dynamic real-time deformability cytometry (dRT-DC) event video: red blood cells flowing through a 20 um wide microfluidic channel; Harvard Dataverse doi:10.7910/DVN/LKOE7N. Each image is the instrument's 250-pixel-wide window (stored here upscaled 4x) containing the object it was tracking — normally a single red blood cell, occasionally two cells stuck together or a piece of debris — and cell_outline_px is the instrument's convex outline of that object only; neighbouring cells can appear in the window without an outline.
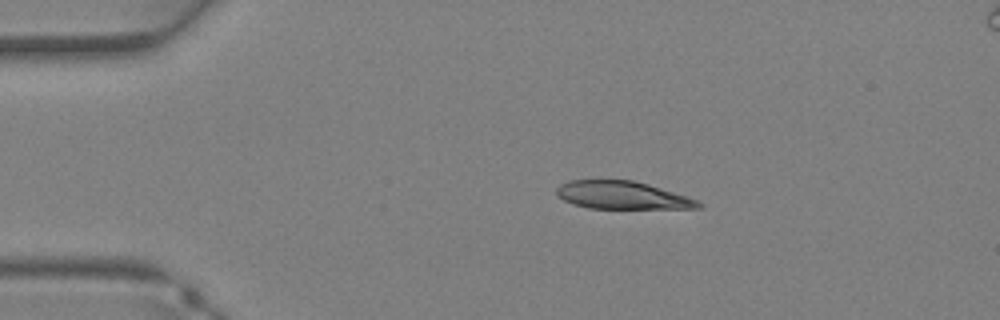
{"species": "Egyptian fruit bat (a non-hibernating species)", "species_latin": "Rousettus aegyptiacus", "temperature_condition": "warm", "stored_images_in_passage": 5, "camera_frame_rate_fps": 3000, "um_per_image_px": 0.085, "animal": {"sex": "female"}, "frame": {"image": 1, "passage_image": 1, "time_ms": 0.0, "image_size_px": [1000, 320], "cell_outline_px": [[704, 204], [700, 208], [588, 208], [572, 204], [556, 196], [556, 188], [560, 184], [568, 180], [632, 180], [648, 184], [688, 196]], "centroid_in_image_um": [52.86, 16.59], "position_along_channel_um": 32.1, "area_um2": 23.0}}